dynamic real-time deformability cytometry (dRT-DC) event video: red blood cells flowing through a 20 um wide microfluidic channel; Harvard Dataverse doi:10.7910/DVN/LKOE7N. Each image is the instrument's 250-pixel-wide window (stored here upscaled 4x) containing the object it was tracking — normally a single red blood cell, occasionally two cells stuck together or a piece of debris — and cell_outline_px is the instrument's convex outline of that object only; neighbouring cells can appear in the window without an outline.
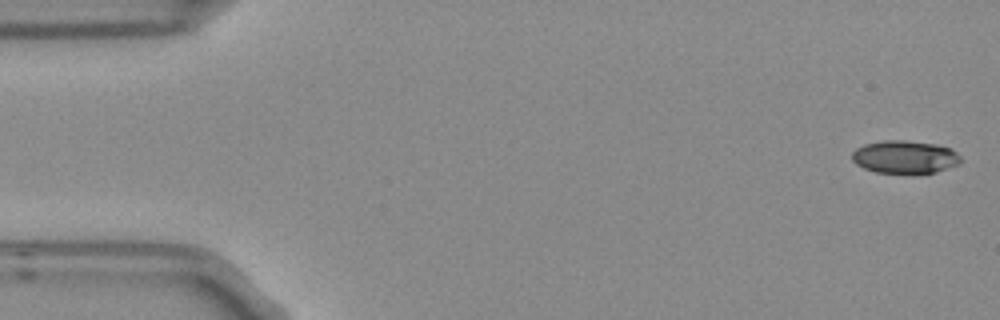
{"species": "Egyptian fruit bat (a non-hibernating species)", "species_latin": "Rousettus aegyptiacus", "temperature_condition": "room temperature", "stored_images_in_passage": 6, "segment_of_instrument_passage": [1, 2], "camera_frame_rate_fps": 3000, "um_per_image_px": 0.085, "frame": {"image": 1, "passage_image": 1, "time_ms": 0.0, "image_size_px": [1000, 320], "cell_outline_px": [[960, 164], [936, 172], [876, 172], [864, 168], [856, 164], [852, 160], [852, 152], [856, 148], [864, 144], [880, 140], [904, 140], [936, 144], [952, 148], [960, 156]], "centroid_in_image_um": [76.91, 13.32], "position_along_channel_um": 8.1, "area_um2": 20.75}}
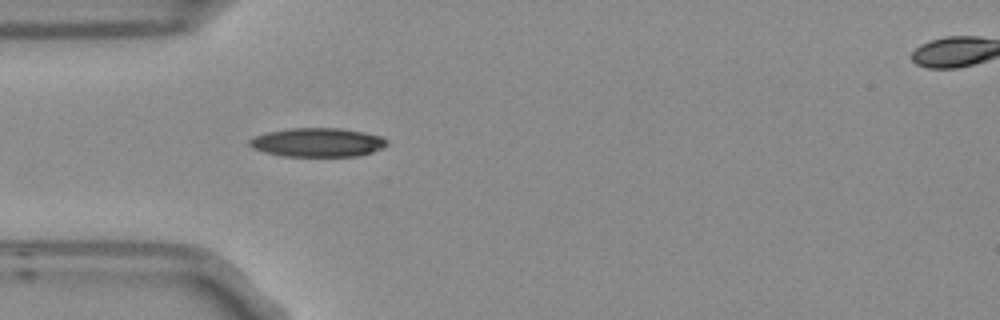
{"frame": {"image": 2, "passage_image": 5, "time_ms": 1.333, "image_size_px": [1000, 320], "cell_outline_px": [[388, 144], [372, 152], [356, 156], [280, 156], [264, 152], [252, 148], [248, 144], [248, 140], [256, 136], [268, 132], [292, 128], [340, 128], [364, 132], [380, 136], [388, 140]], "centroid_in_image_um": [26.98, 12.1], "position_along_channel_um": 58.0, "area_um2": 23.06}}